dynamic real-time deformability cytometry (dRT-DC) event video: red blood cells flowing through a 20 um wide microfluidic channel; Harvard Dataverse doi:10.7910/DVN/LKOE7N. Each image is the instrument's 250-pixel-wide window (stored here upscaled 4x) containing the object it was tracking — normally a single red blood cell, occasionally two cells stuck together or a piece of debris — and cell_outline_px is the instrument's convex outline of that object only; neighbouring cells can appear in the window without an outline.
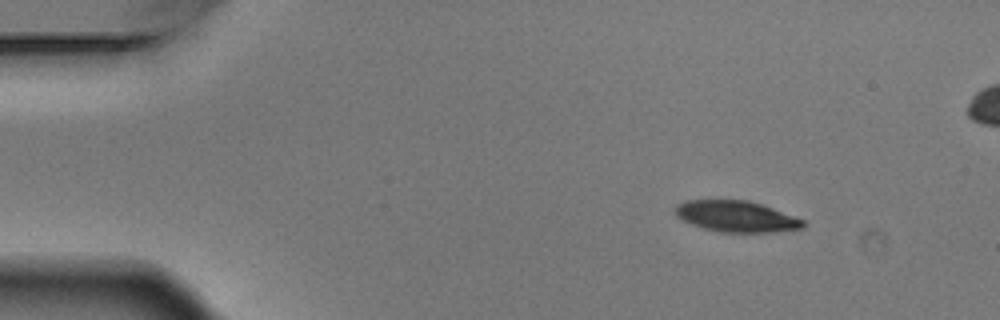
{"species": "Egyptian fruit bat (a non-hibernating species)", "species_latin": "Rousettus aegyptiacus", "temperature_condition": "warm", "stored_images_in_passage": 4, "camera_frame_rate_fps": 3000, "um_per_image_px": 0.085, "animal": {"sex": "male"}, "frame": {"image": 1, "passage_image": 1, "time_ms": 0.0, "image_size_px": [1000, 320], "cell_outline_px": [[804, 228], [768, 232], [720, 232], [704, 228], [692, 224], [676, 216], [676, 204], [684, 200], [748, 200], [772, 208], [804, 220]], "centroid_in_image_um": [62.56, 18.39], "position_along_channel_um": 22.4, "area_um2": 22.89}}
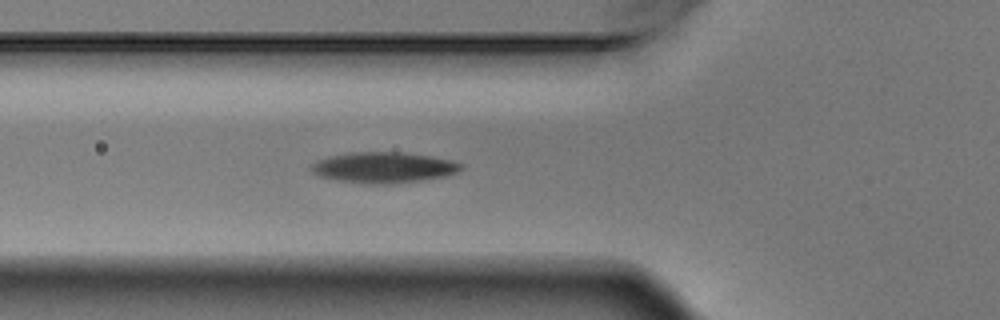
{"frame": {"image": 2, "passage_image": 4, "time_ms": 1.0, "image_size_px": [1000, 320], "cell_outline_px": [[464, 168], [456, 172], [444, 176], [420, 180], [392, 184], [364, 184], [336, 180], [316, 176], [312, 172], [312, 164], [320, 160], [332, 156], [352, 152], [400, 152], [432, 156], [464, 164]], "centroid_in_image_um": [32.6, 14.25], "position_along_channel_um": 93.2, "area_um2": 26.76}}